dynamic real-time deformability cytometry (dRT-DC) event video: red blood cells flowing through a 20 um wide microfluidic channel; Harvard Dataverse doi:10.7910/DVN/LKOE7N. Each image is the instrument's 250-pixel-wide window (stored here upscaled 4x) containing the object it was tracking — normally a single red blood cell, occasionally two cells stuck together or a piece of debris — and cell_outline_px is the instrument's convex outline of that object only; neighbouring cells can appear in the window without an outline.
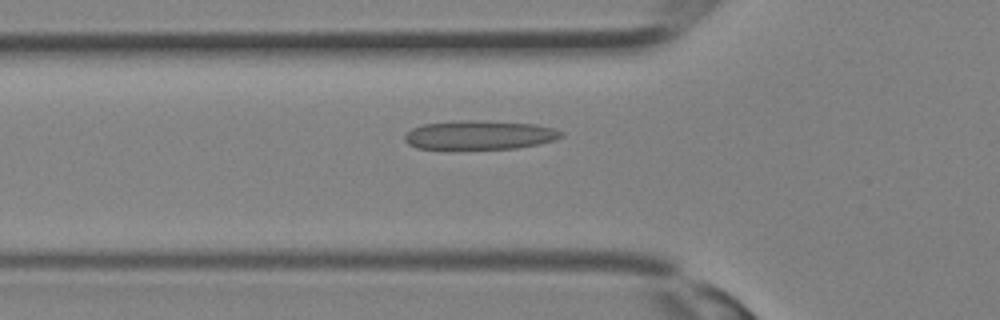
{"species": "Egyptian fruit bat (a non-hibernating species)", "species_latin": "Rousettus aegyptiacus", "temperature_condition": "room temperature", "stored_images_in_passage": 32, "camera_frame_rate_fps": 3000, "um_per_image_px": 0.085, "animal": {"sex": "female"}, "frame": {"image": 1, "passage_image": 11, "time_ms": 3.333, "image_size_px": [1000, 320], "cell_outline_px": [[564, 136], [552, 140], [536, 144], [516, 148], [416, 148], [408, 144], [404, 140], [404, 136], [412, 128], [424, 124], [460, 120], [472, 120], [536, 124], [552, 128], [564, 132]], "centroid_in_image_um": [40.75, 11.46], "position_along_channel_um": 85.1, "area_um2": 26.01}}
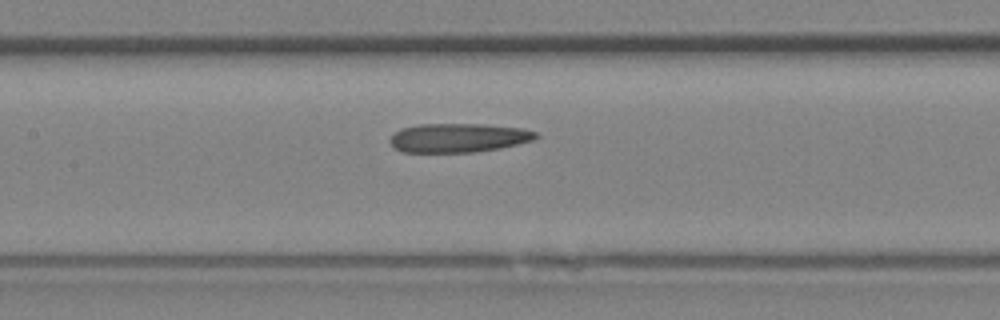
{"frame": {"image": 2, "passage_image": 15, "time_ms": 4.667, "image_size_px": [1000, 320], "cell_outline_px": [[540, 136], [532, 140], [500, 148], [476, 152], [400, 152], [392, 148], [388, 140], [400, 128], [420, 124], [484, 124], [524, 128], [536, 132]], "centroid_in_image_um": [38.93, 11.71], "position_along_channel_um": 168.5, "area_um2": 24.85}}
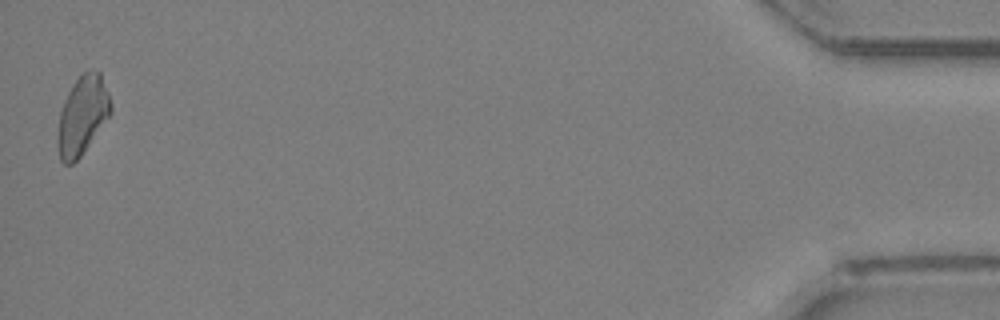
{"frame": {"image": 3, "passage_image": 32, "time_ms": 10.333, "image_size_px": [1000, 320], "cell_outline_px": [[112, 112], [80, 156], [72, 164], [64, 164], [60, 160], [56, 140], [60, 112], [64, 100], [72, 84], [88, 68], [100, 72], [108, 92], [112, 104]], "centroid_in_image_um": [7.0, 9.79], "position_along_channel_um": 428.2, "area_um2": 24.28}}